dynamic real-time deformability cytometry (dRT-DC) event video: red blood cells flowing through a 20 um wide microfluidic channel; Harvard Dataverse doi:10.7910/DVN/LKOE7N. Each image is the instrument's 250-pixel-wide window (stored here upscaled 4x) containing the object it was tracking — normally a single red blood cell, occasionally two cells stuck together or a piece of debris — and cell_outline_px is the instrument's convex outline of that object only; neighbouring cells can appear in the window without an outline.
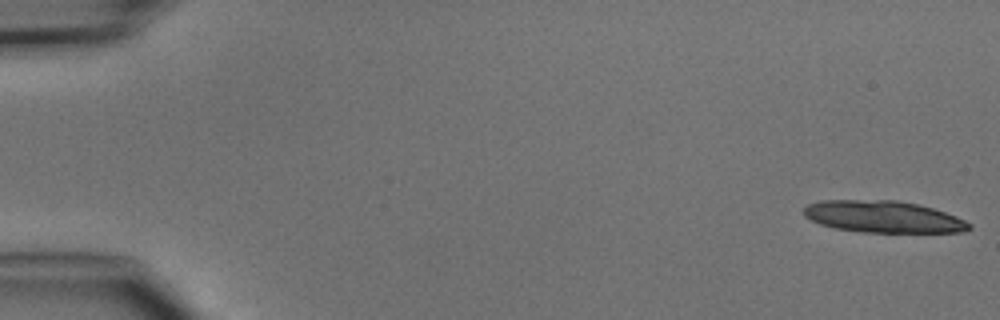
{"species": "common noctule bat (a hibernating species)", "species_latin": "Nyctalus noctula", "temperature_condition": "cold", "stored_images_in_passage": 37, "camera_frame_rate_fps": 3000, "um_per_image_px": 0.085, "animal": {"sex": "male", "body_mass_g": 15.6}, "frame": {"image": 1, "passage_image": 1, "time_ms": 0.0, "image_size_px": [1000, 320], "cell_outline_px": [[972, 228], [964, 232], [860, 232], [836, 228], [820, 224], [804, 216], [804, 208], [808, 204], [820, 200], [896, 200], [916, 204], [932, 208], [956, 216], [972, 224]], "centroid_in_image_um": [75.07, 18.42], "position_along_channel_um": 9.9, "area_um2": 30.58}}